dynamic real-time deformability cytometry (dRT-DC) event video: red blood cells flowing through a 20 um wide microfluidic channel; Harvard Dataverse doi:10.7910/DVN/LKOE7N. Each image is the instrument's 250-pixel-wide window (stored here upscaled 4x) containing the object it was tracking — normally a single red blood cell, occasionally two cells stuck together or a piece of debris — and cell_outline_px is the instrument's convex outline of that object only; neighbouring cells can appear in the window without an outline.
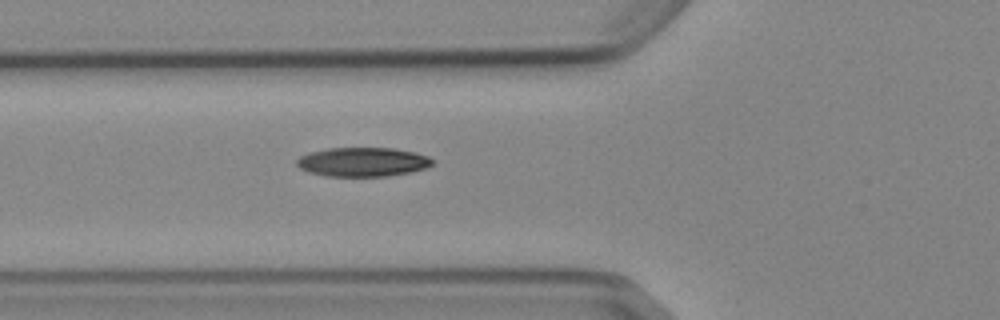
{"species": "Egyptian fruit bat (a non-hibernating species)", "species_latin": "Rousettus aegyptiacus", "temperature_condition": "cold", "stored_images_in_passage": 5, "camera_frame_rate_fps": 3000, "um_per_image_px": 0.085, "animal": {"sex": "female"}, "frame": {"image": 1, "passage_image": 5, "time_ms": 5.667, "image_size_px": [1000, 320], "cell_outline_px": [[436, 164], [428, 168], [412, 172], [388, 176], [328, 176], [308, 172], [300, 168], [296, 164], [296, 160], [300, 156], [308, 152], [328, 148], [392, 148], [416, 152], [428, 156]], "centroid_in_image_um": [30.86, 13.76], "position_along_channel_um": 94.9, "area_um2": 23.29}}